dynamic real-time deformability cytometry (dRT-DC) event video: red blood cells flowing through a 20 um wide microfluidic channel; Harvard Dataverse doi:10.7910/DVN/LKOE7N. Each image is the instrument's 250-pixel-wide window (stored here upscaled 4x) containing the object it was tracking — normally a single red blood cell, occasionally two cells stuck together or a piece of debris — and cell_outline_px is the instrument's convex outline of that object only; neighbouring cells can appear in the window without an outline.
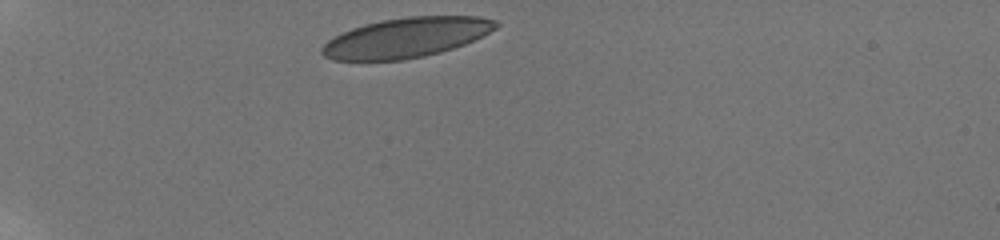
{"species": "human", "species_latin": "Homo sapiens", "temperature_condition": "room temperature", "stored_images_in_passage": 35, "camera_frame_rate_fps": 3000, "um_per_image_px": 0.085, "donor": {"sex": "male"}, "frame": {"image": 1, "passage_image": 1, "time_ms": 0.0, "image_size_px": [1000, 240], "cell_outline_px": [[500, 24], [496, 28], [464, 44], [440, 52], [424, 56], [404, 60], [332, 60], [324, 56], [320, 52], [320, 48], [328, 40], [352, 28], [364, 24], [384, 20], [408, 16], [480, 16], [496, 20]], "centroid_in_image_um": [34.52, 3.19], "position_along_channel_um": 50.5, "area_um2": 40.11}}
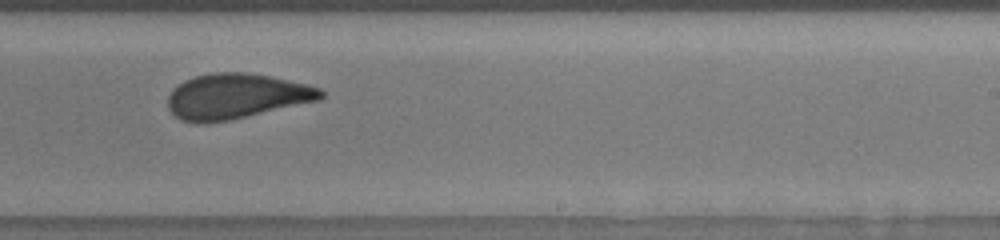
{"frame": {"image": 2, "passage_image": 22, "time_ms": 7.0, "image_size_px": [1000, 240], "cell_outline_px": [[324, 96], [320, 100], [228, 120], [200, 124], [196, 124], [180, 120], [168, 108], [168, 96], [184, 80], [196, 76], [212, 72], [248, 72], [308, 84], [320, 88], [324, 92]], "centroid_in_image_um": [20.08, 8.18], "position_along_channel_um": 268.9, "area_um2": 40.11}}
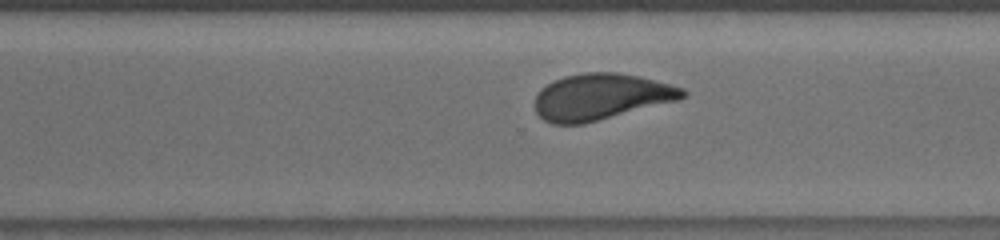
{"frame": {"image": 3, "passage_image": 26, "time_ms": 8.333, "image_size_px": [1000, 240], "cell_outline_px": [[688, 96], [680, 100], [584, 124], [552, 124], [544, 120], [536, 112], [536, 96], [540, 88], [564, 76], [584, 72], [616, 72], [640, 76], [684, 88], [688, 92]], "centroid_in_image_um": [51.12, 8.23], "position_along_channel_um": 319.5, "area_um2": 40.06}, "authors_computed_cell_mechanics": {"area_um2": 41.038, "velocity_mm_per_s": 3.7933, "shape_relaxation_time_tau1_ms": 6.5793, "shape_relaxation_time_tau2_ms": 1.1675, "deformation_change_tau1": 0.1628, "deformation_change_tau2": 0.0666}}